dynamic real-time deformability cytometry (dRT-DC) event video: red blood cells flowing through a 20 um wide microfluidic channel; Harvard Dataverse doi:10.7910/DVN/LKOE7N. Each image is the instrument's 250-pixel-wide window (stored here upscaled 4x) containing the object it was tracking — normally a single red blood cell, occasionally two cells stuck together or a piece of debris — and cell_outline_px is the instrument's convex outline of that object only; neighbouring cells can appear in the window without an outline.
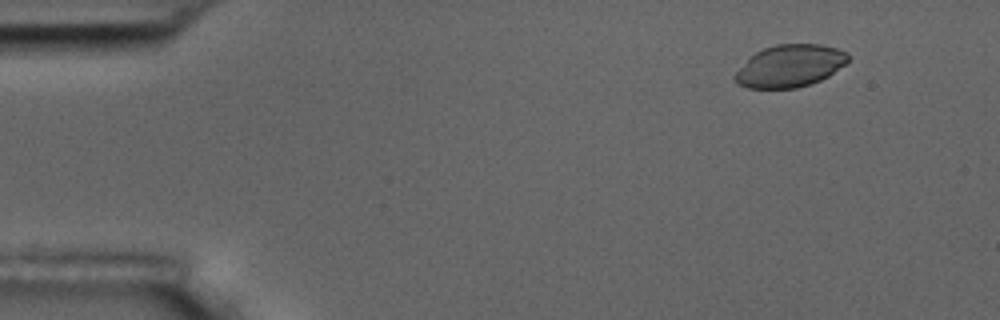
{"species": "common noctule bat (a hibernating species)", "species_latin": "Nyctalus noctula", "temperature_condition": "room temperature", "stored_images_in_passage": 5, "camera_frame_rate_fps": 3000, "um_per_image_px": 0.085, "animal": {"sex": "male", "body_mass_g": 17.5, "forearm_length_mm": 52.3}, "frame": {"image": 1, "passage_image": 2, "time_ms": 1.333, "image_size_px": [1000, 320], "cell_outline_px": [[848, 60], [844, 64], [828, 76], [820, 80], [796, 88], [748, 88], [736, 84], [732, 76], [756, 52], [764, 48], [776, 44], [820, 44], [836, 48], [848, 52]], "centroid_in_image_um": [67.13, 5.6], "position_along_channel_um": 17.9, "area_um2": 27.63}}
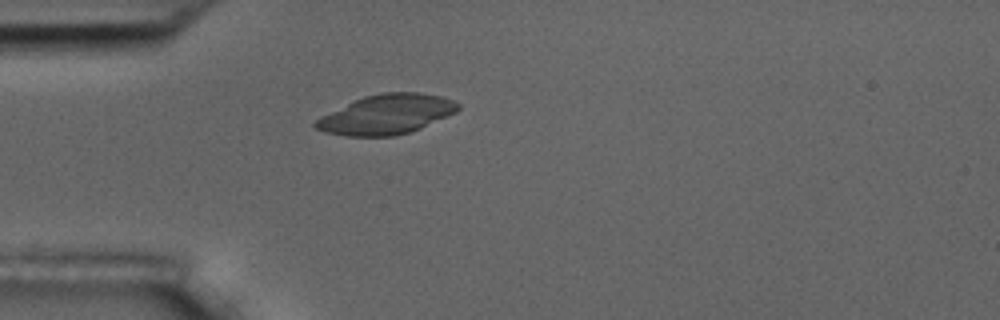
{"frame": {"image": 2, "passage_image": 5, "time_ms": 4.667, "image_size_px": [1000, 320], "cell_outline_px": [[460, 108], [456, 112], [420, 128], [408, 132], [392, 136], [348, 136], [328, 132], [316, 128], [312, 124], [320, 116], [364, 96], [380, 92], [420, 92], [440, 96], [452, 100], [460, 104]], "centroid_in_image_um": [32.86, 9.71], "position_along_channel_um": 52.1, "area_um2": 32.6}}